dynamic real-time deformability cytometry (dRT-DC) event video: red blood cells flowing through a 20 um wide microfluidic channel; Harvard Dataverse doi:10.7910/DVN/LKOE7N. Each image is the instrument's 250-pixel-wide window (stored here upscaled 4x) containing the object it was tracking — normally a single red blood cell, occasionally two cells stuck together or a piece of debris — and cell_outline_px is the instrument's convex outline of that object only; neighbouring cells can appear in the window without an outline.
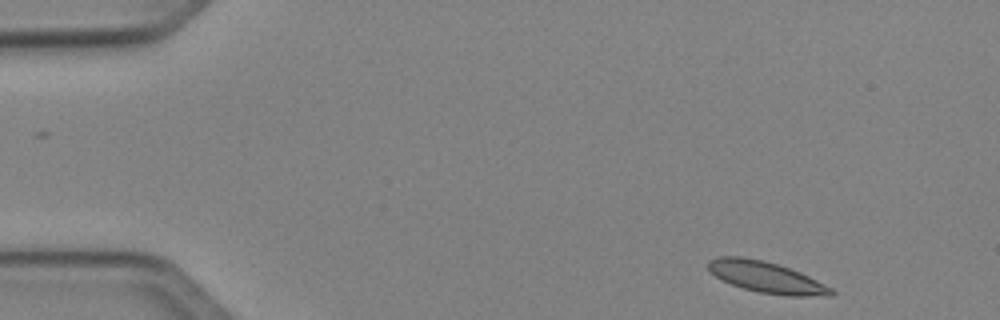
{"species": "Egyptian fruit bat (a non-hibernating species)", "species_latin": "Rousettus aegyptiacus", "temperature_condition": "cold", "stored_images_in_passage": 3, "camera_frame_rate_fps": 3000, "um_per_image_px": 0.085, "animal": {"sex": "female"}, "frame": {"image": 1, "passage_image": 1, "time_ms": 0.0, "image_size_px": [1000, 320], "cell_outline_px": [[836, 292], [832, 296], [784, 296], [760, 292], [744, 288], [732, 284], [716, 276], [708, 268], [708, 260], [716, 256], [744, 256], [764, 260], [800, 272], [832, 288]], "centroid_in_image_um": [65.15, 23.55], "position_along_channel_um": 19.9, "area_um2": 22.25}}
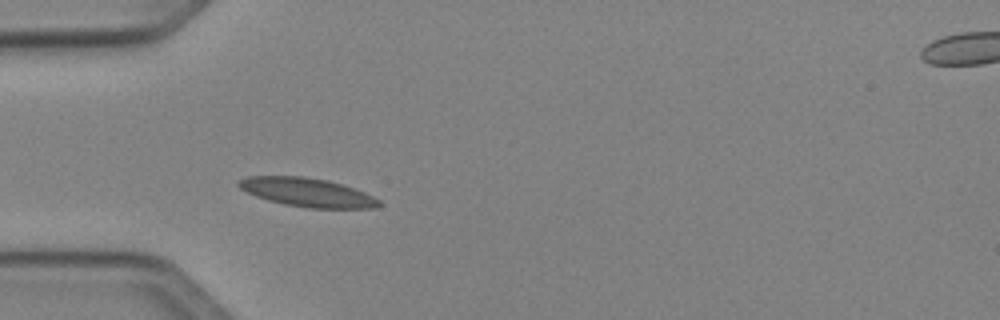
{"frame": {"image": 2, "passage_image": 3, "time_ms": 3.333, "image_size_px": [1000, 320], "cell_outline_px": [[380, 204], [376, 208], [308, 208], [284, 204], [268, 200], [256, 196], [240, 188], [236, 184], [236, 180], [248, 176], [304, 176], [328, 180], [364, 192], [380, 200]], "centroid_in_image_um": [26.08, 16.34], "position_along_channel_um": 58.9, "area_um2": 23.41}}